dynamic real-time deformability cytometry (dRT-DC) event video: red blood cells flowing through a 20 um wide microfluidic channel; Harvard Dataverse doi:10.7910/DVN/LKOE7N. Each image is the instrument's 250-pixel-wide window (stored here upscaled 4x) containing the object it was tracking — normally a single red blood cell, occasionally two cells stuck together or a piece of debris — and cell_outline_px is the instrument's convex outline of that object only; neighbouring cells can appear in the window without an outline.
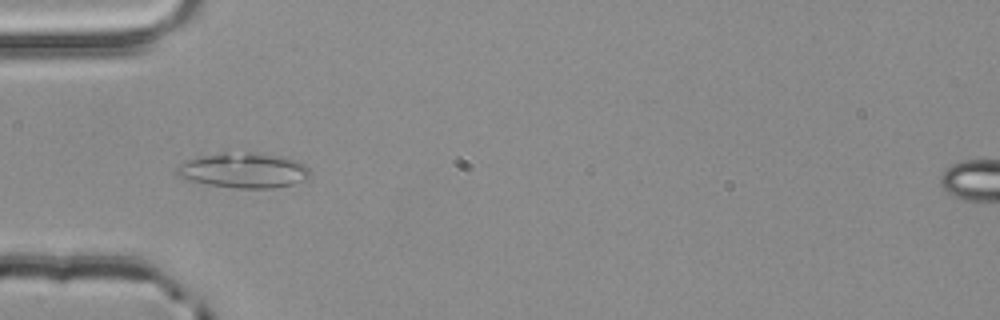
{"species": "common noctule bat (a hibernating species)", "species_latin": "Nyctalus noctula", "temperature_condition": "room temperature", "stored_images_in_passage": 17, "camera_frame_rate_fps": 3000, "um_per_image_px": 0.085, "animal": {"sex": "male", "body_mass_g": 20.4}, "frame": {"image": 1, "passage_image": 2, "time_ms": 0.333, "image_size_px": [1000, 320], "cell_outline_px": [[308, 176], [292, 184], [272, 188], [236, 188], [208, 184], [192, 180], [180, 176], [176, 172], [176, 168], [180, 164], [188, 160], [220, 152], [252, 152], [280, 156], [296, 160], [304, 164], [308, 168]], "centroid_in_image_um": [20.71, 14.47], "position_along_channel_um": 64.3, "area_um2": 26.76}}
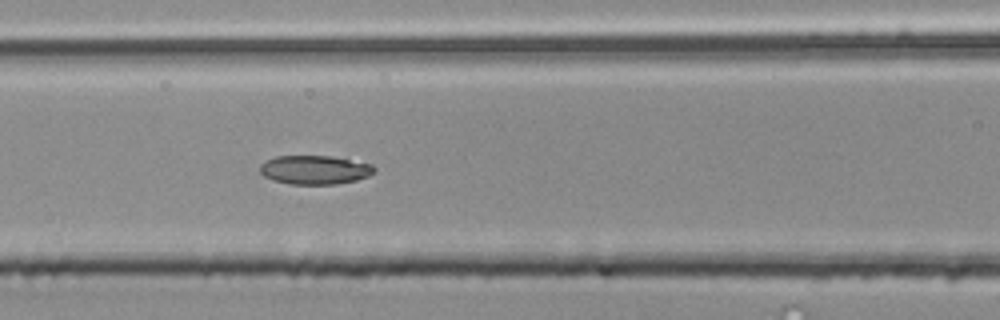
{"frame": {"image": 2, "passage_image": 8, "time_ms": 2.333, "image_size_px": [1000, 320], "cell_outline_px": [[376, 172], [368, 176], [356, 180], [336, 184], [292, 184], [272, 180], [264, 176], [260, 172], [260, 164], [264, 160], [276, 156], [332, 156], [372, 164], [376, 168]], "centroid_in_image_um": [26.75, 14.43], "position_along_channel_um": 139.8, "area_um2": 19.36}}
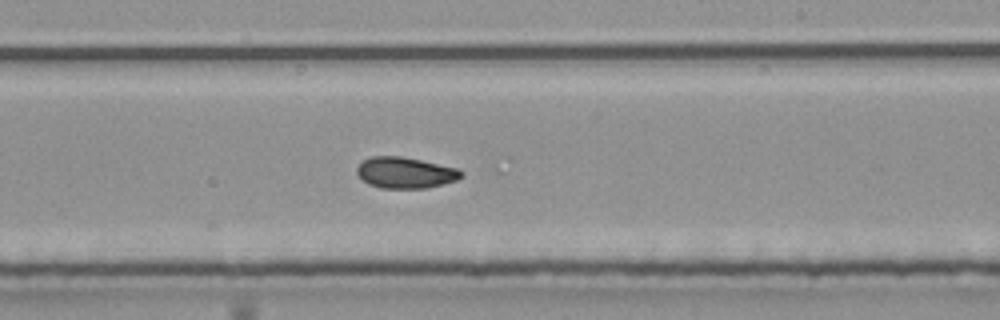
{"frame": {"image": 3, "passage_image": 17, "time_ms": 5.333, "image_size_px": [1000, 320], "cell_outline_px": [[464, 176], [456, 180], [424, 188], [380, 188], [368, 184], [356, 172], [356, 168], [364, 160], [372, 156], [400, 156], [420, 160], [456, 168]], "centroid_in_image_um": [34.41, 14.68], "position_along_channel_um": 254.6, "area_um2": 18.55}}